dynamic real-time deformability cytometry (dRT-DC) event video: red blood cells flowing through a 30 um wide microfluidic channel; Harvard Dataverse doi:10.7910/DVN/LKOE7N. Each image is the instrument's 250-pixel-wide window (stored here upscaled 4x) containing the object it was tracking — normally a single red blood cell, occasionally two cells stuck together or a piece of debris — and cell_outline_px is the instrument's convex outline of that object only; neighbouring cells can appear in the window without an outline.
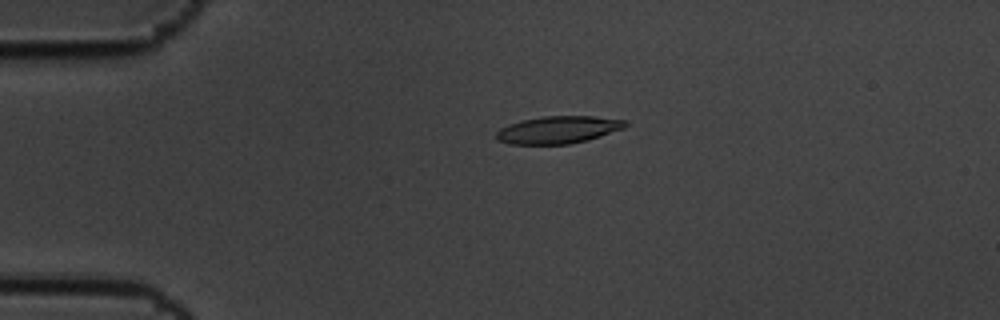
{"species": "common noctule bat (a hibernating species)", "species_latin": "Nyctalus noctula", "temperature_condition": "cold", "stored_images_in_passage": 47, "camera_frame_rate_fps": 3000, "um_per_image_px": 0.085, "animal": {"sex": "male", "body_mass_g": 19.5, "forearm_length_mm": 54.6}, "frame": {"image": 1, "passage_image": 2, "time_ms": 0.333, "image_size_px": [1000, 320], "cell_outline_px": [[628, 124], [624, 128], [588, 140], [568, 144], [508, 144], [496, 140], [496, 132], [500, 128], [524, 120], [544, 116], [592, 116], [624, 120]], "centroid_in_image_um": [47.44, 11.04], "position_along_channel_um": 37.6, "area_um2": 20.4}}
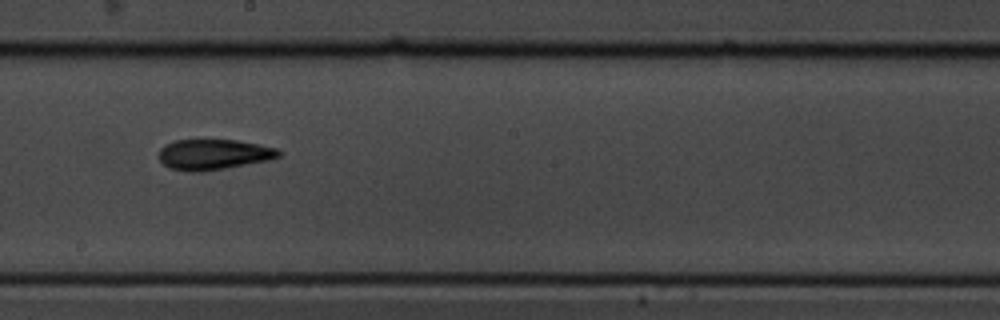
{"frame": {"image": 2, "passage_image": 22, "time_ms": 7.0, "image_size_px": [1000, 320], "cell_outline_px": [[280, 156], [268, 160], [204, 172], [188, 172], [168, 168], [160, 160], [160, 148], [164, 144], [176, 140], [236, 140], [276, 148], [280, 152]], "centroid_in_image_um": [18.11, 13.14], "position_along_channel_um": 230.1, "area_um2": 21.21}}
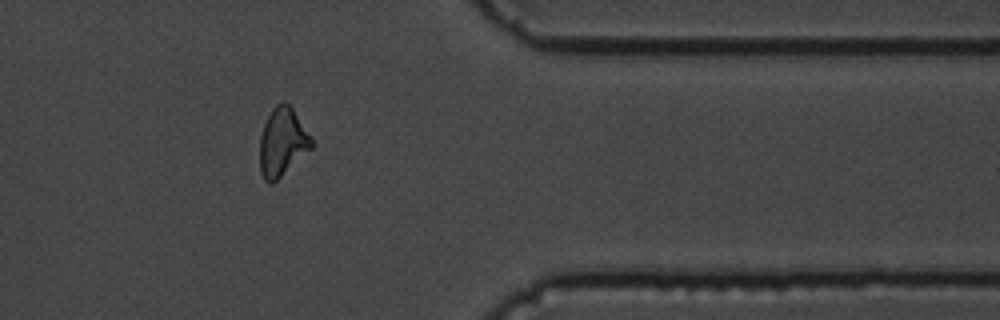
{"frame": {"image": 3, "passage_image": 37, "time_ms": 12.0, "image_size_px": [1000, 320], "cell_outline_px": [[312, 148], [272, 184], [268, 184], [264, 180], [260, 172], [260, 136], [264, 124], [272, 108], [276, 104], [284, 100], [292, 108], [312, 140]], "centroid_in_image_um": [23.97, 12.09], "position_along_channel_um": 387.4, "area_um2": 20.29}, "authors_computed_cell_mechanics": {"area_um2": 20.9236, "velocity_mm_per_s": 3.4302, "shape_relaxation_time_tau1_ms": 4.6457, "shape_relaxation_time_tau2_ms": 3.8627, "deformation_change_tau1": 0.1584, "deformation_change_tau2": 0.1289}}